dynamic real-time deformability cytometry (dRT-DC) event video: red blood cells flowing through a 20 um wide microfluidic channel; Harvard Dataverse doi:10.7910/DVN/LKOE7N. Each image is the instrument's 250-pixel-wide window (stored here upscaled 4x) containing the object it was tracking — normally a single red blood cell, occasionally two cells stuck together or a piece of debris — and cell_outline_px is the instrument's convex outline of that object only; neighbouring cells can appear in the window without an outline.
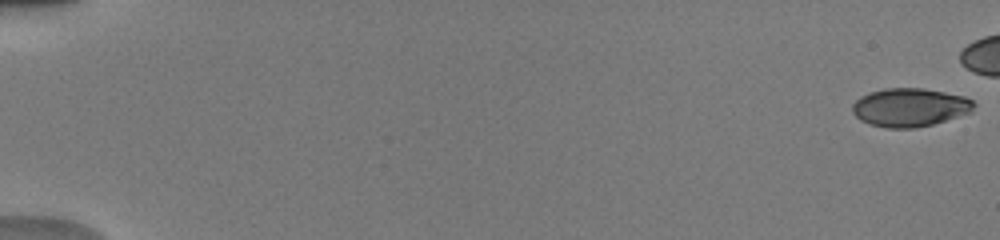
{"species": "human", "species_latin": "Homo sapiens", "temperature_condition": "warm", "stored_images_in_passage": 47, "camera_frame_rate_fps": 3000, "um_per_image_px": 0.085, "donor": {"sex": "male"}, "frame": {"image": 1, "passage_image": 1, "time_ms": 0.0, "image_size_px": [1000, 240], "cell_outline_px": [[976, 104], [972, 112], [932, 124], [916, 128], [888, 128], [872, 124], [860, 120], [852, 112], [852, 104], [860, 96], [884, 88], [924, 88], [964, 96], [972, 100]], "centroid_in_image_um": [77.34, 9.12], "position_along_channel_um": 7.7, "area_um2": 27.17}}
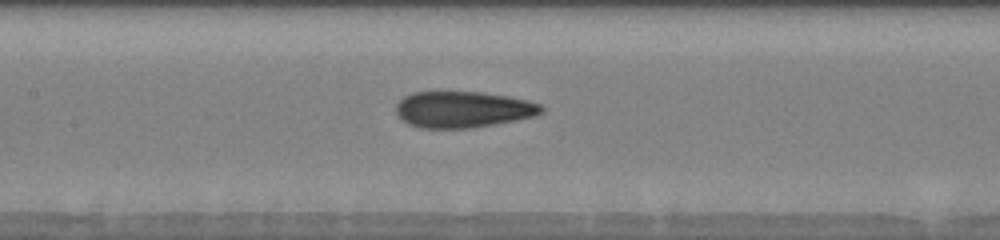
{"frame": {"image": 2, "passage_image": 27, "time_ms": 8.667, "image_size_px": [1000, 240], "cell_outline_px": [[544, 112], [532, 116], [516, 120], [472, 128], [420, 128], [408, 124], [396, 112], [396, 104], [404, 96], [412, 92], [480, 92], [508, 96], [528, 100], [540, 104], [544, 108]], "centroid_in_image_um": [39.35, 9.3], "position_along_channel_um": 168.0, "area_um2": 30.69}}
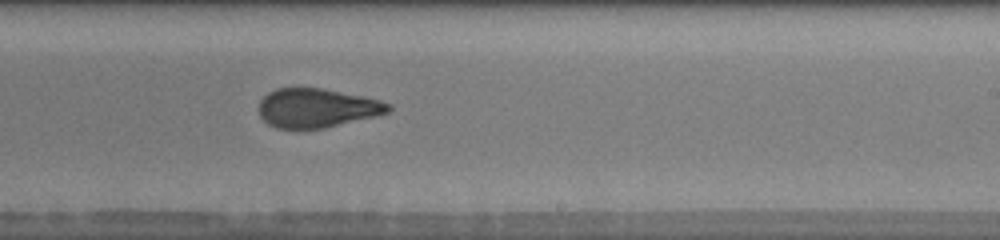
{"frame": {"image": 3, "passage_image": 34, "time_ms": 11.0, "image_size_px": [1000, 240], "cell_outline_px": [[392, 108], [388, 112], [376, 116], [324, 128], [276, 128], [268, 124], [260, 116], [260, 100], [268, 92], [276, 88], [320, 88], [364, 96], [380, 100], [392, 104]], "centroid_in_image_um": [26.95, 9.17], "position_along_channel_um": 262.0, "area_um2": 29.36}}